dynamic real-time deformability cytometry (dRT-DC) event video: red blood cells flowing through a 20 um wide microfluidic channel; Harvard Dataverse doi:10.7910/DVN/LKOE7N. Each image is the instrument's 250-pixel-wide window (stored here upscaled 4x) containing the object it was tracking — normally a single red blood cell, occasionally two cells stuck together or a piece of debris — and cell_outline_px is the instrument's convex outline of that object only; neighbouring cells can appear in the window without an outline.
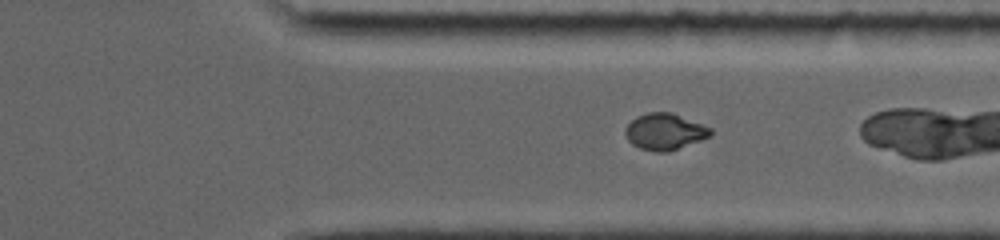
{"species": "common noctule bat (a hibernating species)", "species_latin": "Nyctalus noctula", "temperature_condition": "room temperature", "stored_images_in_passage": 37, "camera_frame_rate_fps": 5000, "um_per_image_px": 0.085, "animal": {"sex": "female", "body_mass_g": 19.0, "forearm_length_mm": 56.7}, "frame": {"image": 1, "passage_image": 32, "time_ms": 10.6, "image_size_px": [1000, 240], "cell_outline_px": [[712, 136], [668, 152], [656, 152], [640, 148], [632, 144], [628, 140], [624, 132], [624, 128], [636, 116], [648, 112], [672, 112], [712, 128]], "centroid_in_image_um": [56.5, 11.18], "position_along_channel_um": 354.9, "area_um2": 18.21}}